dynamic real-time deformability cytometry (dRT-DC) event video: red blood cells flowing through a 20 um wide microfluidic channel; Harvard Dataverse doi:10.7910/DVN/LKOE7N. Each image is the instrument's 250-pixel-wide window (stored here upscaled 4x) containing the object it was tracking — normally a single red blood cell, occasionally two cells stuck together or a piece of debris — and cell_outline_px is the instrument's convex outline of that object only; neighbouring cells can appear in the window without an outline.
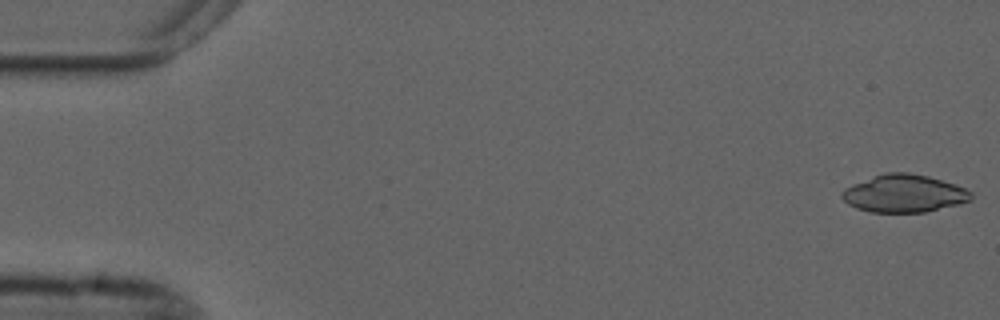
{"species": "common noctule bat (a hibernating species)", "species_latin": "Nyctalus noctula", "temperature_condition": "cold", "stored_images_in_passage": 17, "camera_frame_rate_fps": 3000, "um_per_image_px": 0.085, "animal": {"sex": "male", "forearm_length_mm": 52.5}, "frame": {"image": 1, "passage_image": 1, "time_ms": 0.0, "image_size_px": [1000, 320], "cell_outline_px": [[972, 200], [960, 204], [924, 212], [872, 212], [856, 208], [848, 204], [840, 196], [840, 192], [844, 188], [852, 184], [884, 172], [908, 172], [928, 176], [964, 188], [972, 192]], "centroid_in_image_um": [76.81, 16.45], "position_along_channel_um": 8.2, "area_um2": 28.32}}